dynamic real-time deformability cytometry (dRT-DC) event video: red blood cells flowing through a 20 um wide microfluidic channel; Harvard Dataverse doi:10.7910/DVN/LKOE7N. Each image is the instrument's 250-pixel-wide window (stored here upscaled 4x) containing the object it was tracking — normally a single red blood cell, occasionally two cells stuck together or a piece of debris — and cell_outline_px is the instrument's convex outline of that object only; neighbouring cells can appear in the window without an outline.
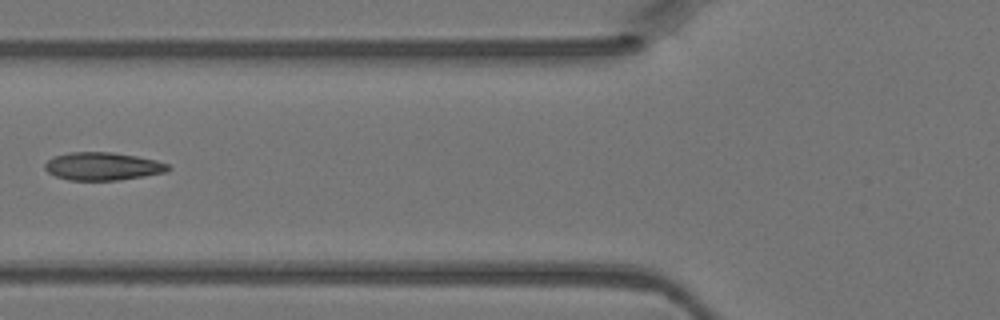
{"species": "Egyptian fruit bat (a non-hibernating species)", "species_latin": "Rousettus aegyptiacus", "temperature_condition": "warm", "stored_images_in_passage": 3, "camera_frame_rate_fps": 3000, "um_per_image_px": 0.085, "animal": {"sex": "female"}, "frame": {"image": 1, "passage_image": 3, "time_ms": 0.667, "image_size_px": [1000, 320], "cell_outline_px": [[172, 168], [168, 172], [120, 180], [68, 180], [56, 176], [48, 172], [44, 168], [44, 164], [52, 156], [68, 152], [112, 152], [136, 156], [156, 160], [168, 164]], "centroid_in_image_um": [8.73, 14.13], "position_along_channel_um": 117.1, "area_um2": 20.23}}